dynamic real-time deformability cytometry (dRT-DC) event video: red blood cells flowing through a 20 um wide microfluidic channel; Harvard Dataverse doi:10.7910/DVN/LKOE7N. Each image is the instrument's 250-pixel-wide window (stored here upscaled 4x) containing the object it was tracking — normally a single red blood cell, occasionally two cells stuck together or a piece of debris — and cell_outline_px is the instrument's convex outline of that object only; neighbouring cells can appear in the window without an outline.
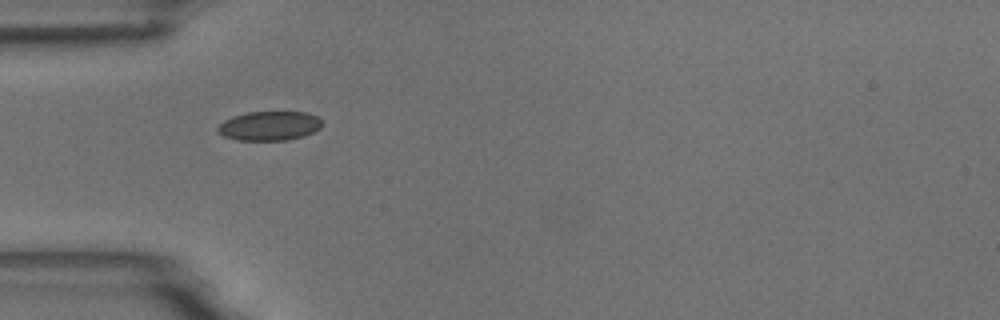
{"species": "common noctule bat (a hibernating species)", "species_latin": "Nyctalus noctula", "temperature_condition": "room temperature", "stored_images_in_passage": 2, "camera_frame_rate_fps": 3000, "um_per_image_px": 0.085, "animal": {"sex": "male", "body_mass_g": 18.8}, "frame": {"image": 1, "passage_image": 1, "time_ms": 0.0, "image_size_px": [1000, 320], "cell_outline_px": [[324, 124], [320, 128], [304, 136], [288, 140], [240, 140], [224, 136], [216, 128], [224, 120], [232, 116], [248, 112], [308, 112], [316, 116]], "centroid_in_image_um": [22.92, 10.69], "position_along_channel_um": 62.1, "area_um2": 17.74}}